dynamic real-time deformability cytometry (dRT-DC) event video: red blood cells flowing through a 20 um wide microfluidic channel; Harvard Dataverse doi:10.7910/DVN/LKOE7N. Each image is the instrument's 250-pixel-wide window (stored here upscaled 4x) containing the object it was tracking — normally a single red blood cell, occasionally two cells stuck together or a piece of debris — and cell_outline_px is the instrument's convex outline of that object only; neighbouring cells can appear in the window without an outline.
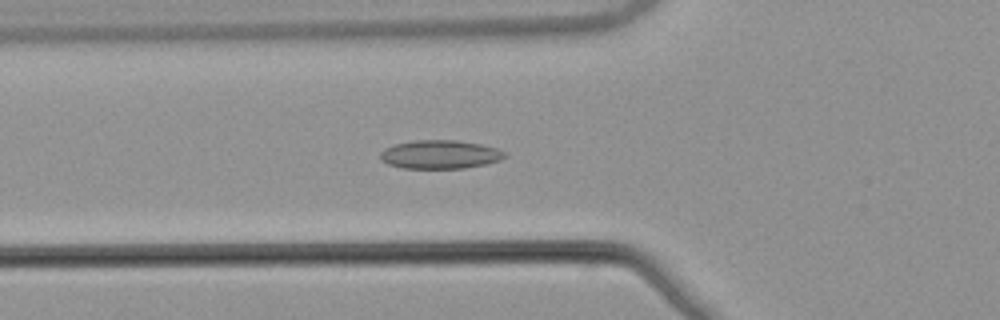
{"species": "common noctule bat (a hibernating species)", "species_latin": "Nyctalus noctula", "temperature_condition": "warm", "stored_images_in_passage": 40, "camera_frame_rate_fps": 3000, "um_per_image_px": 0.085, "animal": {"sex": "male", "body_mass_g": 21.5, "forearm_length_mm": 52.0}, "frame": {"image": 1, "passage_image": 9, "time_ms": 2.667, "image_size_px": [1000, 320], "cell_outline_px": [[508, 156], [500, 160], [484, 164], [464, 168], [404, 168], [388, 164], [380, 160], [380, 152], [384, 148], [396, 144], [416, 140], [456, 140], [480, 144], [496, 148], [504, 152]], "centroid_in_image_um": [37.39, 13.13], "position_along_channel_um": 88.4, "area_um2": 20.63}}
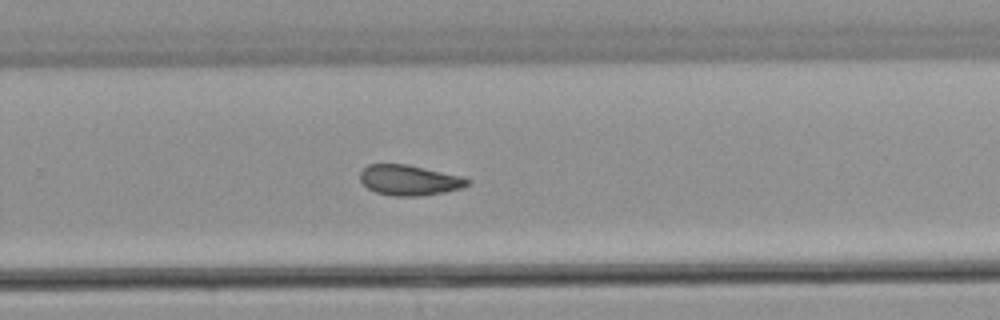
{"frame": {"image": 2, "passage_image": 25, "time_ms": 8.0, "image_size_px": [1000, 320], "cell_outline_px": [[472, 184], [460, 188], [444, 192], [420, 196], [392, 196], [376, 192], [368, 188], [360, 180], [360, 172], [368, 164], [408, 164], [460, 176], [472, 180]], "centroid_in_image_um": [34.8, 15.31], "position_along_channel_um": 295.0, "area_um2": 19.02}}
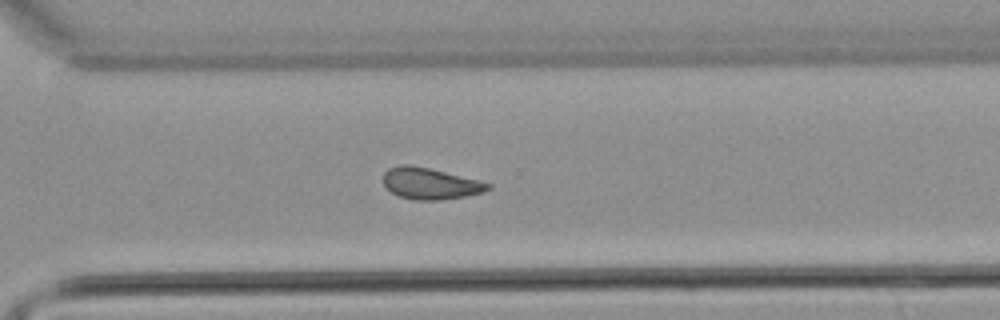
{"frame": {"image": 3, "passage_image": 28, "time_ms": 9.0, "image_size_px": [1000, 320], "cell_outline_px": [[492, 188], [484, 192], [464, 196], [440, 200], [416, 200], [400, 196], [384, 188], [384, 172], [388, 168], [400, 164], [412, 164], [480, 180], [492, 184]], "centroid_in_image_um": [36.57, 15.59], "position_along_channel_um": 334.0, "area_um2": 19.31}, "authors_computed_cell_mechanics": {"area_um2": 19.5075, "velocity_mm_per_s": 3.8754, "shape_relaxation_time_tau1_ms": null, "shape_relaxation_time_tau2_ms": 3.7801, "deformation_change_tau1": null, "deformation_change_tau2": 0.108}}